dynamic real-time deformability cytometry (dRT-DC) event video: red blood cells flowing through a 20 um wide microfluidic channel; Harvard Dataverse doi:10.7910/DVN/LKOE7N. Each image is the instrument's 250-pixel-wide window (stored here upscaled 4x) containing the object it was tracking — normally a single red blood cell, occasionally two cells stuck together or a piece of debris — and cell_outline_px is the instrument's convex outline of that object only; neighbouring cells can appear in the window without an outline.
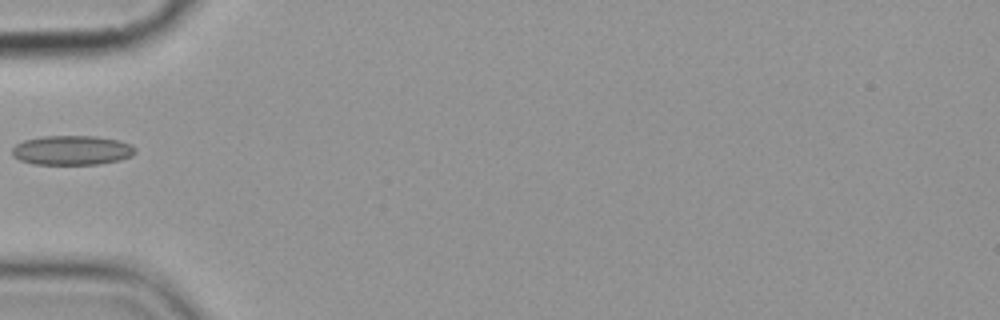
{"species": "common noctule bat (a hibernating species)", "species_latin": "Nyctalus noctula", "temperature_condition": "cold", "stored_images_in_passage": 2, "camera_frame_rate_fps": 3000, "um_per_image_px": 0.085, "animal": {"sex": "female", "body_mass_g": 19.9}, "frame": {"image": 1, "passage_image": 1, "time_ms": 0.0, "image_size_px": [1000, 320], "cell_outline_px": [[136, 152], [132, 156], [120, 160], [100, 164], [32, 164], [20, 160], [12, 156], [12, 148], [16, 144], [24, 140], [44, 136], [96, 136], [120, 140], [132, 144], [136, 148]], "centroid_in_image_um": [6.15, 12.77], "position_along_channel_um": 78.9, "area_um2": 21.39}}
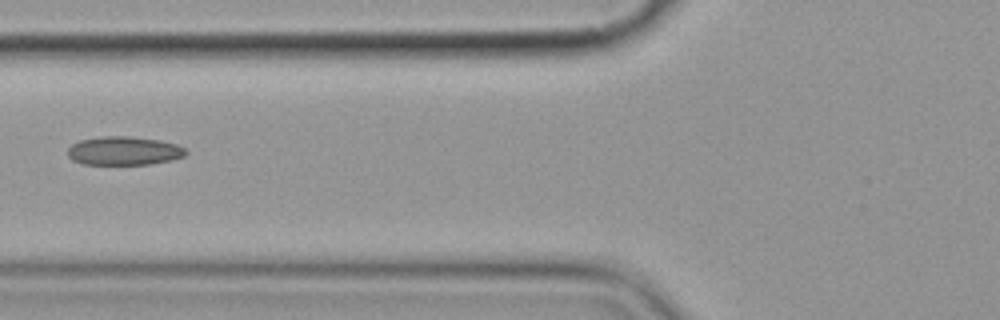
{"frame": {"image": 2, "passage_image": 2, "time_ms": 1.0, "image_size_px": [1000, 320], "cell_outline_px": [[188, 152], [184, 156], [168, 160], [148, 164], [84, 164], [72, 160], [68, 156], [68, 148], [72, 144], [80, 140], [100, 136], [128, 136], [160, 140], [176, 144], [184, 148]], "centroid_in_image_um": [10.51, 12.81], "position_along_channel_um": 115.3, "area_um2": 19.59}}